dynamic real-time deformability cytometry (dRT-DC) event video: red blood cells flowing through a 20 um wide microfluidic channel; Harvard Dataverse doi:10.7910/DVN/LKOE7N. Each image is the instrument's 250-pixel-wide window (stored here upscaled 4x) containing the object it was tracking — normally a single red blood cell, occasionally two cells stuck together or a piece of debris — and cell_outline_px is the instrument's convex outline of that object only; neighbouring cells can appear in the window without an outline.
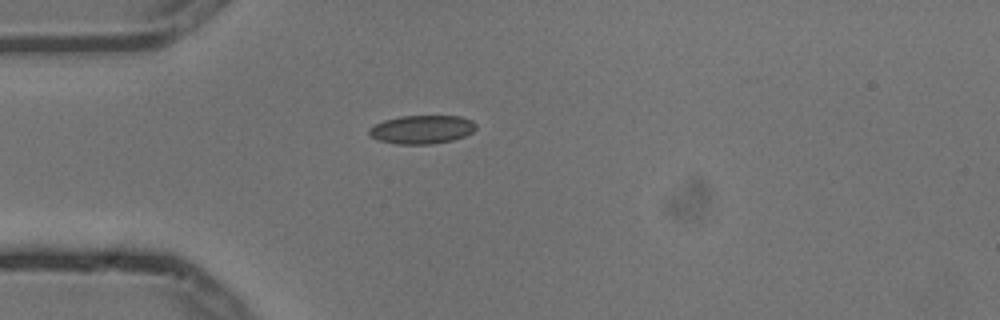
{"species": "common noctule bat (a hibernating species)", "species_latin": "Nyctalus noctula", "temperature_condition": "cold", "stored_images_in_passage": 1, "camera_frame_rate_fps": 3000, "um_per_image_px": 0.085, "animal": {"sex": "male", "body_mass_g": 13.3}, "frame": {"image": 1, "passage_image": 1, "time_ms": 0.0, "image_size_px": [1000, 320], "cell_outline_px": [[476, 128], [472, 132], [464, 136], [452, 140], [432, 144], [400, 144], [376, 140], [368, 132], [368, 128], [384, 120], [400, 116], [460, 116], [472, 120], [476, 124]], "centroid_in_image_um": [35.86, 11.0], "position_along_channel_um": 49.1, "area_um2": 17.74}}